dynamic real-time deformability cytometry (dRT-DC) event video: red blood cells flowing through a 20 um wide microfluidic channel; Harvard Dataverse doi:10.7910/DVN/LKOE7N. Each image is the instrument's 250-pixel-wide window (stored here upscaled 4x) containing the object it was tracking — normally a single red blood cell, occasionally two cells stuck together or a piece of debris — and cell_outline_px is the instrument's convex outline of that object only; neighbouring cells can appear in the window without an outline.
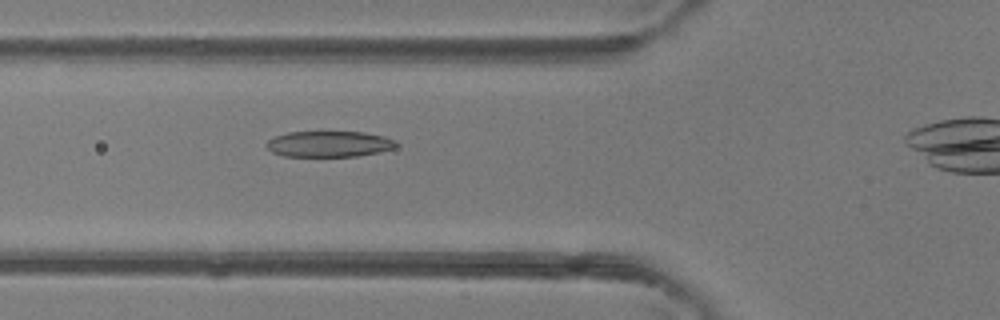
{"species": "common noctule bat (a hibernating species)", "species_latin": "Nyctalus noctula", "temperature_condition": "room temperature", "stored_images_in_passage": 35, "camera_frame_rate_fps": 3000, "um_per_image_px": 0.085, "animal": {"sex": "female"}, "frame": {"image": 1, "passage_image": 11, "time_ms": 3.333, "image_size_px": [1000, 320], "cell_outline_px": [[400, 144], [396, 148], [356, 156], [284, 156], [272, 152], [264, 144], [268, 140], [276, 136], [288, 132], [320, 128], [364, 132], [384, 136], [396, 140]], "centroid_in_image_um": [27.97, 12.17], "position_along_channel_um": 97.8, "area_um2": 20.69}}
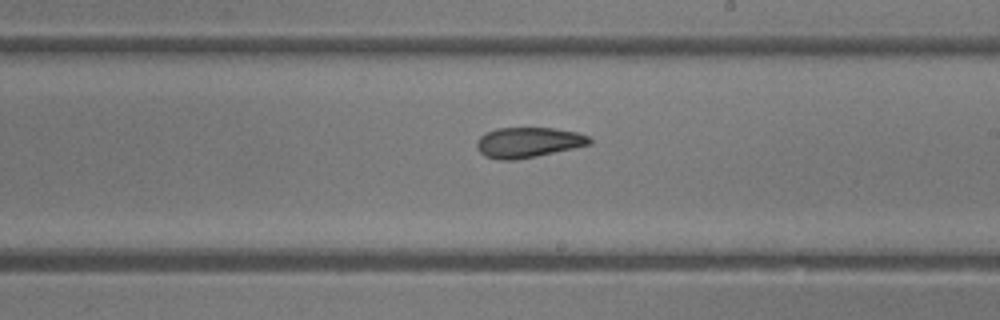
{"frame": {"image": 2, "passage_image": 21, "time_ms": 6.667, "image_size_px": [1000, 320], "cell_outline_px": [[592, 144], [536, 156], [516, 160], [500, 160], [484, 156], [476, 148], [476, 140], [484, 132], [496, 128], [552, 128], [576, 132], [588, 136], [592, 140]], "centroid_in_image_um": [44.85, 12.1], "position_along_channel_um": 244.2, "area_um2": 20.0}}
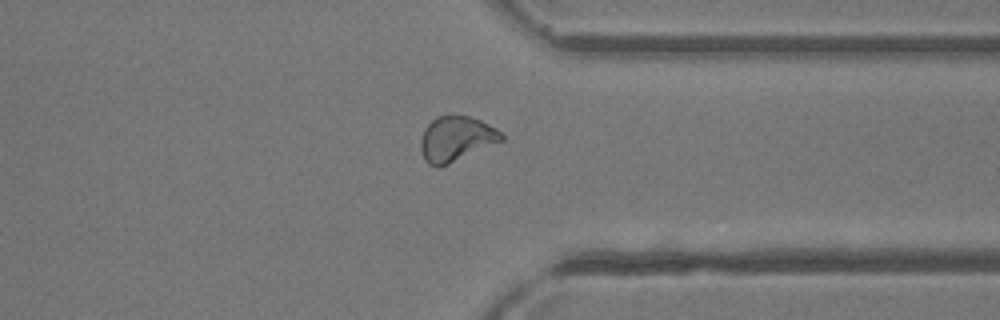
{"frame": {"image": 3, "passage_image": 30, "time_ms": 9.667, "image_size_px": [1000, 320], "cell_outline_px": [[504, 140], [440, 168], [436, 168], [428, 164], [424, 160], [420, 148], [420, 140], [424, 128], [436, 116], [468, 116], [480, 120], [496, 128], [504, 136]], "centroid_in_image_um": [38.74, 11.83], "position_along_channel_um": 372.7, "area_um2": 21.33}, "authors_computed_cell_mechanics": {"area_um2": 20.6346, "velocity_mm_per_s": 4.3725, "shape_relaxation_time_tau1_ms": 6.8313, "shape_relaxation_time_tau2_ms": 3.4618, "deformation_change_tau1": 0.1646, "deformation_change_tau2": 0.1045}}